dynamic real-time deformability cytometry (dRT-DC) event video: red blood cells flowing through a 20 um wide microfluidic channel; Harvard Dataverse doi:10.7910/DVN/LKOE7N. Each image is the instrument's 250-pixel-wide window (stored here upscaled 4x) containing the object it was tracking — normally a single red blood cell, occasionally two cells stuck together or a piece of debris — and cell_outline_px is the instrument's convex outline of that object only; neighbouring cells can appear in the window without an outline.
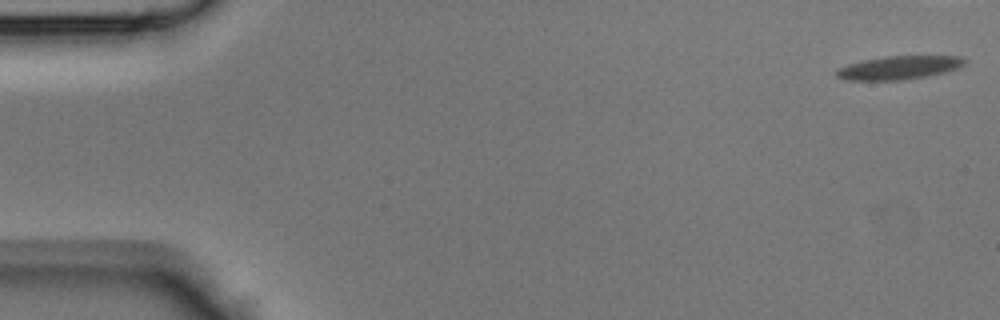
{"species": "Egyptian fruit bat (a non-hibernating species)", "species_latin": "Rousettus aegyptiacus", "temperature_condition": "room temperature", "stored_images_in_passage": 14, "camera_frame_rate_fps": 3000, "um_per_image_px": 0.085, "animal": {"sex": "male"}, "frame": {"image": 1, "passage_image": 1, "time_ms": 0.0, "image_size_px": [1000, 320], "cell_outline_px": [[968, 60], [960, 68], [928, 76], [900, 80], [844, 80], [836, 76], [836, 68], [848, 64], [864, 60], [884, 56], [960, 56]], "centroid_in_image_um": [76.41, 5.75], "position_along_channel_um": 8.6, "area_um2": 17.63}}